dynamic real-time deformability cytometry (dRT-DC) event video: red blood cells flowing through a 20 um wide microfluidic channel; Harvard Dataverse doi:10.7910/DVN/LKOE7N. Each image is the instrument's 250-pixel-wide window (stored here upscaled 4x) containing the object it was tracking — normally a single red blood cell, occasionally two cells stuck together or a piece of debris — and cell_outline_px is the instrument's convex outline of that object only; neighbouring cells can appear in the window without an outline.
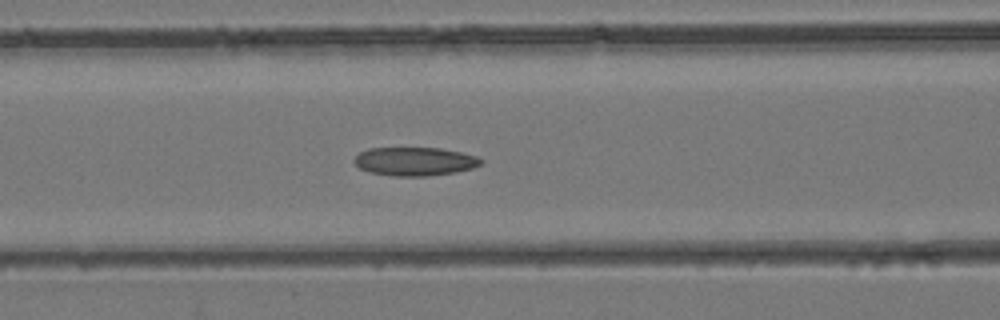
{"species": "common noctule bat (a hibernating species)", "species_latin": "Nyctalus noctula", "temperature_condition": "room temperature", "stored_images_in_passage": 36, "camera_frame_rate_fps": 3000, "um_per_image_px": 0.085, "animal": {"sex": "female", "body_mass_g": 24.6, "forearm_length_mm": 56.2}, "frame": {"image": 1, "passage_image": 11, "time_ms": 3.333, "image_size_px": [1000, 320], "cell_outline_px": [[484, 164], [472, 168], [456, 172], [428, 176], [392, 176], [368, 172], [360, 168], [352, 160], [360, 152], [368, 148], [440, 148], [460, 152], [476, 156], [484, 160]], "centroid_in_image_um": [35.27, 13.72], "position_along_channel_um": 131.3, "area_um2": 21.21}}
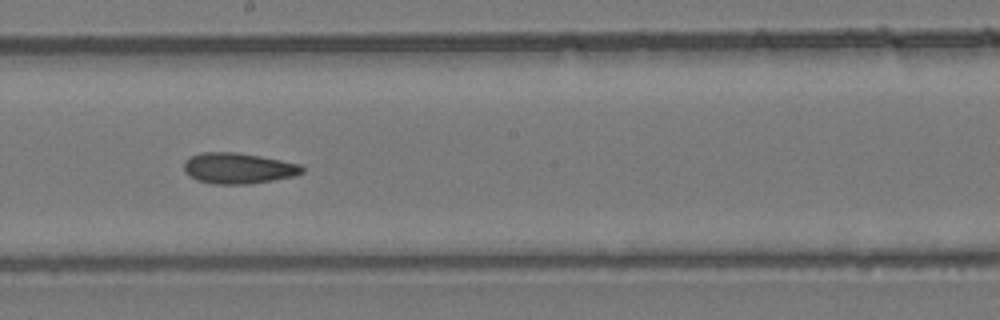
{"frame": {"image": 2, "passage_image": 17, "time_ms": 5.333, "image_size_px": [1000, 320], "cell_outline_px": [[304, 172], [296, 176], [248, 184], [216, 184], [196, 180], [184, 172], [184, 160], [200, 152], [236, 152], [260, 156], [300, 164], [304, 168]], "centroid_in_image_um": [20.24, 14.3], "position_along_channel_um": 228.0, "area_um2": 21.27}}
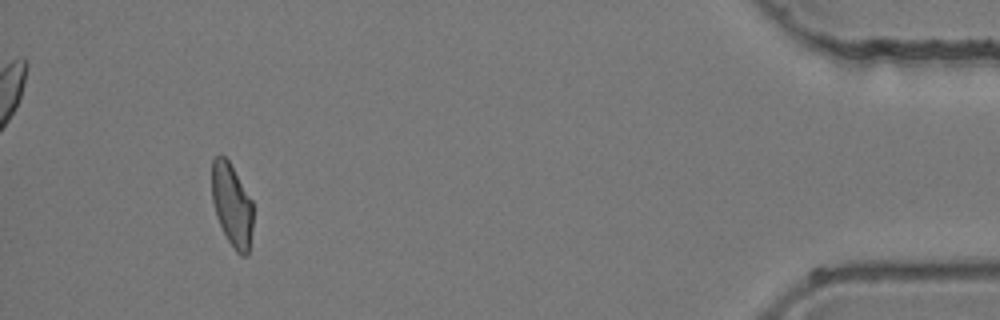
{"frame": {"image": 3, "passage_image": 33, "time_ms": 10.667, "image_size_px": [1000, 320], "cell_outline_px": [[252, 228], [248, 252], [244, 256], [240, 256], [236, 252], [228, 240], [216, 216], [212, 200], [212, 160], [216, 156], [224, 156], [228, 160], [252, 200]], "centroid_in_image_um": [19.7, 17.43], "position_along_channel_um": 415.5, "area_um2": 19.65}}